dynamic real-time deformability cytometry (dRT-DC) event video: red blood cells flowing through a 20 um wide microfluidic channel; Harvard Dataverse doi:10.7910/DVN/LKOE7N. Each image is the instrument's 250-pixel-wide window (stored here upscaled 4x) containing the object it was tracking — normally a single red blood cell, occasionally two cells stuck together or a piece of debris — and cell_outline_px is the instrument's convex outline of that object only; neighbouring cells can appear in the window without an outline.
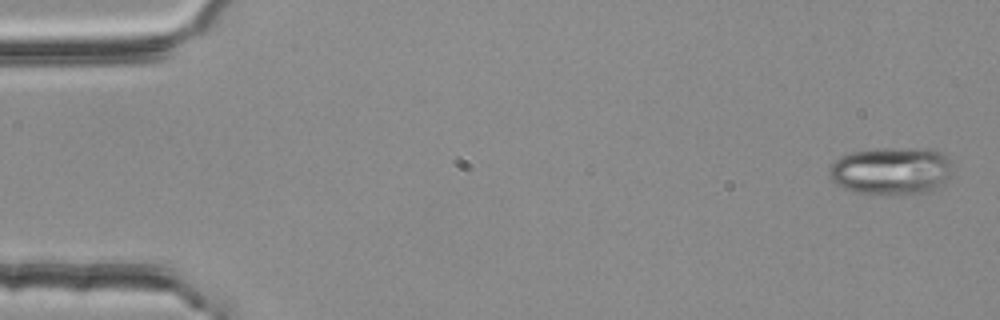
{"species": "common noctule bat (a hibernating species)", "species_latin": "Nyctalus noctula", "temperature_condition": "room temperature", "stored_images_in_passage": 4, "camera_frame_rate_fps": 3000, "um_per_image_px": 0.085, "animal": {"sex": "female", "body_mass_g": 25.1}, "frame": {"image": 1, "passage_image": 1, "time_ms": 0.0, "image_size_px": [1000, 320], "cell_outline_px": [[952, 164], [944, 184], [940, 188], [932, 192], [900, 196], [852, 192], [836, 184], [828, 176], [828, 172], [832, 164], [840, 156], [852, 152], [888, 148], [928, 148], [940, 152], [948, 156]], "centroid_in_image_um": [75.78, 14.55], "position_along_channel_um": 9.2, "area_um2": 34.91}}